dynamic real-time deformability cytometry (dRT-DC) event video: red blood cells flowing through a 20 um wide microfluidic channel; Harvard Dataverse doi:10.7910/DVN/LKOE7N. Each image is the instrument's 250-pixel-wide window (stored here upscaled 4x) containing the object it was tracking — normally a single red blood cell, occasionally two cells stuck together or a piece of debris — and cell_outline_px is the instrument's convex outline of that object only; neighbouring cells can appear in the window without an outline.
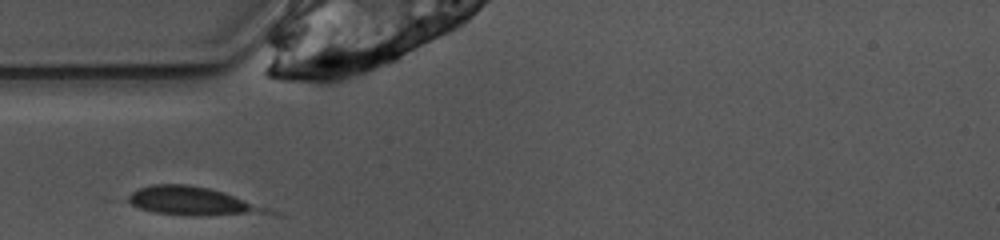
{"species": "common noctule bat (a hibernating species)", "species_latin": "Nyctalus noctula", "temperature_condition": "warm", "stored_images_in_passage": 7, "camera_frame_rate_fps": 3000, "um_per_image_px": 0.085, "animal": {"sex": "female", "body_mass_g": 10.0, "forearm_length_mm": 53.1}, "frame": {"image": 1, "passage_image": 1, "time_ms": 0.0, "image_size_px": [1000, 240], "cell_outline_px": [[288, 216], [192, 216], [156, 212], [140, 208], [124, 200], [132, 192], [140, 188], [152, 184], [188, 184], [208, 188], [224, 192], [284, 212]], "centroid_in_image_um": [16.68, 17.16], "position_along_channel_um": 68.3, "area_um2": 24.45}}
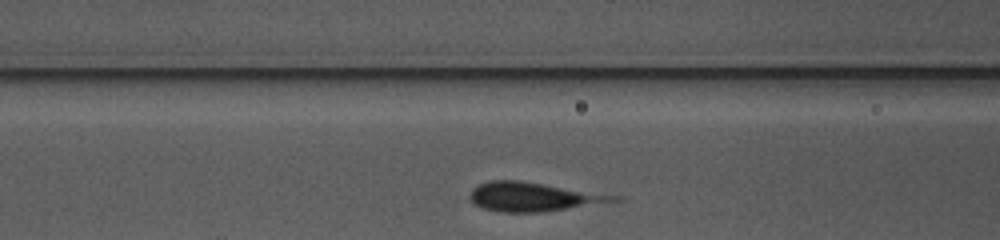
{"frame": {"image": 2, "passage_image": 5, "time_ms": 1.333, "image_size_px": [1000, 240], "cell_outline_px": [[624, 200], [540, 212], [500, 212], [484, 208], [468, 200], [468, 196], [472, 188], [476, 184], [488, 180], [516, 180], [620, 196]], "centroid_in_image_um": [45.25, 16.72], "position_along_channel_um": 121.4, "area_um2": 24.04}}